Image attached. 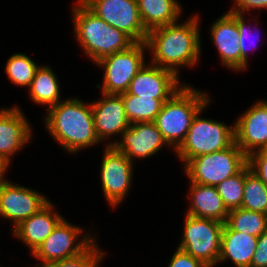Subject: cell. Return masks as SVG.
<instances>
[{"mask_svg":"<svg viewBox=\"0 0 267 267\" xmlns=\"http://www.w3.org/2000/svg\"><path fill=\"white\" fill-rule=\"evenodd\" d=\"M250 170L267 186V148L258 150L247 157Z\"/></svg>","mask_w":267,"mask_h":267,"instance_id":"obj_31","label":"cell"},{"mask_svg":"<svg viewBox=\"0 0 267 267\" xmlns=\"http://www.w3.org/2000/svg\"><path fill=\"white\" fill-rule=\"evenodd\" d=\"M234 5L227 12L246 15L252 10L267 9V0H233Z\"/></svg>","mask_w":267,"mask_h":267,"instance_id":"obj_33","label":"cell"},{"mask_svg":"<svg viewBox=\"0 0 267 267\" xmlns=\"http://www.w3.org/2000/svg\"><path fill=\"white\" fill-rule=\"evenodd\" d=\"M196 14L184 23H173L148 31L146 45L152 54L149 63L173 71L196 66L201 54L200 21ZM179 67V68H178Z\"/></svg>","mask_w":267,"mask_h":267,"instance_id":"obj_1","label":"cell"},{"mask_svg":"<svg viewBox=\"0 0 267 267\" xmlns=\"http://www.w3.org/2000/svg\"><path fill=\"white\" fill-rule=\"evenodd\" d=\"M241 207L267 214V186L245 165V185Z\"/></svg>","mask_w":267,"mask_h":267,"instance_id":"obj_26","label":"cell"},{"mask_svg":"<svg viewBox=\"0 0 267 267\" xmlns=\"http://www.w3.org/2000/svg\"><path fill=\"white\" fill-rule=\"evenodd\" d=\"M45 128L56 142L70 154H75L92 145L101 144L93 121L91 102L77 97L62 100L46 109Z\"/></svg>","mask_w":267,"mask_h":267,"instance_id":"obj_2","label":"cell"},{"mask_svg":"<svg viewBox=\"0 0 267 267\" xmlns=\"http://www.w3.org/2000/svg\"><path fill=\"white\" fill-rule=\"evenodd\" d=\"M164 145L169 146L154 122L132 123L122 133L120 140L110 141V146H114L133 163L135 159L150 158Z\"/></svg>","mask_w":267,"mask_h":267,"instance_id":"obj_13","label":"cell"},{"mask_svg":"<svg viewBox=\"0 0 267 267\" xmlns=\"http://www.w3.org/2000/svg\"><path fill=\"white\" fill-rule=\"evenodd\" d=\"M50 200L38 191L5 179L0 184V216L13 224V229L22 221L38 213Z\"/></svg>","mask_w":267,"mask_h":267,"instance_id":"obj_12","label":"cell"},{"mask_svg":"<svg viewBox=\"0 0 267 267\" xmlns=\"http://www.w3.org/2000/svg\"><path fill=\"white\" fill-rule=\"evenodd\" d=\"M167 267H208L199 259L176 247Z\"/></svg>","mask_w":267,"mask_h":267,"instance_id":"obj_32","label":"cell"},{"mask_svg":"<svg viewBox=\"0 0 267 267\" xmlns=\"http://www.w3.org/2000/svg\"><path fill=\"white\" fill-rule=\"evenodd\" d=\"M189 188L188 198L191 201L186 214L226 222L229 211L218 194L216 186L190 182Z\"/></svg>","mask_w":267,"mask_h":267,"instance_id":"obj_20","label":"cell"},{"mask_svg":"<svg viewBox=\"0 0 267 267\" xmlns=\"http://www.w3.org/2000/svg\"><path fill=\"white\" fill-rule=\"evenodd\" d=\"M82 233L81 227L63 218L32 256L41 262L40 266L77 256L96 240L90 233Z\"/></svg>","mask_w":267,"mask_h":267,"instance_id":"obj_9","label":"cell"},{"mask_svg":"<svg viewBox=\"0 0 267 267\" xmlns=\"http://www.w3.org/2000/svg\"><path fill=\"white\" fill-rule=\"evenodd\" d=\"M184 215L182 238L177 247L199 259L208 267L218 265L221 235L225 223Z\"/></svg>","mask_w":267,"mask_h":267,"instance_id":"obj_7","label":"cell"},{"mask_svg":"<svg viewBox=\"0 0 267 267\" xmlns=\"http://www.w3.org/2000/svg\"><path fill=\"white\" fill-rule=\"evenodd\" d=\"M250 267H267V230L258 237Z\"/></svg>","mask_w":267,"mask_h":267,"instance_id":"obj_34","label":"cell"},{"mask_svg":"<svg viewBox=\"0 0 267 267\" xmlns=\"http://www.w3.org/2000/svg\"><path fill=\"white\" fill-rule=\"evenodd\" d=\"M210 103L197 113L184 141L173 151L184 166L192 158L227 149L235 142L234 123L230 126L223 121L200 117Z\"/></svg>","mask_w":267,"mask_h":267,"instance_id":"obj_5","label":"cell"},{"mask_svg":"<svg viewBox=\"0 0 267 267\" xmlns=\"http://www.w3.org/2000/svg\"><path fill=\"white\" fill-rule=\"evenodd\" d=\"M72 8L74 37L93 63L135 43L127 34L99 18L81 0H77Z\"/></svg>","mask_w":267,"mask_h":267,"instance_id":"obj_3","label":"cell"},{"mask_svg":"<svg viewBox=\"0 0 267 267\" xmlns=\"http://www.w3.org/2000/svg\"><path fill=\"white\" fill-rule=\"evenodd\" d=\"M178 0H137L139 15L147 31L179 22L182 12Z\"/></svg>","mask_w":267,"mask_h":267,"instance_id":"obj_22","label":"cell"},{"mask_svg":"<svg viewBox=\"0 0 267 267\" xmlns=\"http://www.w3.org/2000/svg\"><path fill=\"white\" fill-rule=\"evenodd\" d=\"M179 78L173 71L148 62L132 79L127 93L146 98L169 99L184 85Z\"/></svg>","mask_w":267,"mask_h":267,"instance_id":"obj_15","label":"cell"},{"mask_svg":"<svg viewBox=\"0 0 267 267\" xmlns=\"http://www.w3.org/2000/svg\"><path fill=\"white\" fill-rule=\"evenodd\" d=\"M124 103L125 114L130 124L137 122H154L168 99L140 97L127 92L120 94Z\"/></svg>","mask_w":267,"mask_h":267,"instance_id":"obj_24","label":"cell"},{"mask_svg":"<svg viewBox=\"0 0 267 267\" xmlns=\"http://www.w3.org/2000/svg\"><path fill=\"white\" fill-rule=\"evenodd\" d=\"M184 84L166 102L154 123L164 140L174 151L184 141L194 117L210 101L209 94Z\"/></svg>","mask_w":267,"mask_h":267,"instance_id":"obj_4","label":"cell"},{"mask_svg":"<svg viewBox=\"0 0 267 267\" xmlns=\"http://www.w3.org/2000/svg\"><path fill=\"white\" fill-rule=\"evenodd\" d=\"M59 80L50 66L40 65L30 85L29 96L36 104L48 106L47 109L62 101Z\"/></svg>","mask_w":267,"mask_h":267,"instance_id":"obj_23","label":"cell"},{"mask_svg":"<svg viewBox=\"0 0 267 267\" xmlns=\"http://www.w3.org/2000/svg\"><path fill=\"white\" fill-rule=\"evenodd\" d=\"M245 166L234 176L219 183L216 188L228 211L240 208L244 194Z\"/></svg>","mask_w":267,"mask_h":267,"instance_id":"obj_28","label":"cell"},{"mask_svg":"<svg viewBox=\"0 0 267 267\" xmlns=\"http://www.w3.org/2000/svg\"><path fill=\"white\" fill-rule=\"evenodd\" d=\"M247 164V156L234 142L224 150L192 158L185 166L190 182L217 186L237 174Z\"/></svg>","mask_w":267,"mask_h":267,"instance_id":"obj_6","label":"cell"},{"mask_svg":"<svg viewBox=\"0 0 267 267\" xmlns=\"http://www.w3.org/2000/svg\"><path fill=\"white\" fill-rule=\"evenodd\" d=\"M54 205L50 201L38 213L22 221L17 227L12 229L11 233L22 240L31 254H33L44 242V240L53 232L58 223L64 218L58 212L53 211Z\"/></svg>","mask_w":267,"mask_h":267,"instance_id":"obj_19","label":"cell"},{"mask_svg":"<svg viewBox=\"0 0 267 267\" xmlns=\"http://www.w3.org/2000/svg\"><path fill=\"white\" fill-rule=\"evenodd\" d=\"M102 95L97 101L91 102L94 128L100 142L108 139L105 146H110L109 138L119 137V135L121 137L122 133L130 127V123L125 114L122 96L105 93Z\"/></svg>","mask_w":267,"mask_h":267,"instance_id":"obj_17","label":"cell"},{"mask_svg":"<svg viewBox=\"0 0 267 267\" xmlns=\"http://www.w3.org/2000/svg\"><path fill=\"white\" fill-rule=\"evenodd\" d=\"M225 224L233 231L259 237L267 230V214L240 207L229 211Z\"/></svg>","mask_w":267,"mask_h":267,"instance_id":"obj_25","label":"cell"},{"mask_svg":"<svg viewBox=\"0 0 267 267\" xmlns=\"http://www.w3.org/2000/svg\"><path fill=\"white\" fill-rule=\"evenodd\" d=\"M32 125L18 106L0 109V158L8 165L32 140Z\"/></svg>","mask_w":267,"mask_h":267,"instance_id":"obj_16","label":"cell"},{"mask_svg":"<svg viewBox=\"0 0 267 267\" xmlns=\"http://www.w3.org/2000/svg\"><path fill=\"white\" fill-rule=\"evenodd\" d=\"M146 42H135L128 49L116 52L99 60L96 66L103 68L101 93L117 94L127 92L130 82L145 64Z\"/></svg>","mask_w":267,"mask_h":267,"instance_id":"obj_8","label":"cell"},{"mask_svg":"<svg viewBox=\"0 0 267 267\" xmlns=\"http://www.w3.org/2000/svg\"><path fill=\"white\" fill-rule=\"evenodd\" d=\"M258 237L231 230L224 224L219 262L230 260L235 267H250Z\"/></svg>","mask_w":267,"mask_h":267,"instance_id":"obj_21","label":"cell"},{"mask_svg":"<svg viewBox=\"0 0 267 267\" xmlns=\"http://www.w3.org/2000/svg\"><path fill=\"white\" fill-rule=\"evenodd\" d=\"M106 23L127 34L134 42H146L137 0H81Z\"/></svg>","mask_w":267,"mask_h":267,"instance_id":"obj_11","label":"cell"},{"mask_svg":"<svg viewBox=\"0 0 267 267\" xmlns=\"http://www.w3.org/2000/svg\"><path fill=\"white\" fill-rule=\"evenodd\" d=\"M235 143L248 157L267 148V101L258 100L234 123Z\"/></svg>","mask_w":267,"mask_h":267,"instance_id":"obj_14","label":"cell"},{"mask_svg":"<svg viewBox=\"0 0 267 267\" xmlns=\"http://www.w3.org/2000/svg\"><path fill=\"white\" fill-rule=\"evenodd\" d=\"M210 37L224 67L241 72L240 33L237 14L226 12L211 25Z\"/></svg>","mask_w":267,"mask_h":267,"instance_id":"obj_18","label":"cell"},{"mask_svg":"<svg viewBox=\"0 0 267 267\" xmlns=\"http://www.w3.org/2000/svg\"><path fill=\"white\" fill-rule=\"evenodd\" d=\"M246 20H245V17L244 15H239L237 14V26H238V29H239V33H240V51H241V72L245 69H247L248 67V57H247V53H248V47L249 49L252 50L253 47H255L256 44H254V46L252 45L254 43V40L252 41L250 38L253 37L255 39L258 40V37L256 36H253V32L252 30L254 29H251L247 24H246ZM248 26V27H247ZM258 31V29H257ZM260 33H257V35H259ZM246 44V42H248ZM256 41V40H255ZM257 43V42H256ZM254 50V48H253Z\"/></svg>","mask_w":267,"mask_h":267,"instance_id":"obj_30","label":"cell"},{"mask_svg":"<svg viewBox=\"0 0 267 267\" xmlns=\"http://www.w3.org/2000/svg\"><path fill=\"white\" fill-rule=\"evenodd\" d=\"M10 166H8L1 158H0V184L5 180L6 172L8 171Z\"/></svg>","mask_w":267,"mask_h":267,"instance_id":"obj_35","label":"cell"},{"mask_svg":"<svg viewBox=\"0 0 267 267\" xmlns=\"http://www.w3.org/2000/svg\"><path fill=\"white\" fill-rule=\"evenodd\" d=\"M105 253L99 248L97 240H95L85 251L77 256L53 261L38 267H99L100 262L107 256Z\"/></svg>","mask_w":267,"mask_h":267,"instance_id":"obj_29","label":"cell"},{"mask_svg":"<svg viewBox=\"0 0 267 267\" xmlns=\"http://www.w3.org/2000/svg\"><path fill=\"white\" fill-rule=\"evenodd\" d=\"M40 65H37L27 54L11 55L5 65V74L11 83L20 87H29Z\"/></svg>","mask_w":267,"mask_h":267,"instance_id":"obj_27","label":"cell"},{"mask_svg":"<svg viewBox=\"0 0 267 267\" xmlns=\"http://www.w3.org/2000/svg\"><path fill=\"white\" fill-rule=\"evenodd\" d=\"M100 179L103 195L110 206L117 207L132 186L133 162L114 146H104Z\"/></svg>","mask_w":267,"mask_h":267,"instance_id":"obj_10","label":"cell"}]
</instances>
